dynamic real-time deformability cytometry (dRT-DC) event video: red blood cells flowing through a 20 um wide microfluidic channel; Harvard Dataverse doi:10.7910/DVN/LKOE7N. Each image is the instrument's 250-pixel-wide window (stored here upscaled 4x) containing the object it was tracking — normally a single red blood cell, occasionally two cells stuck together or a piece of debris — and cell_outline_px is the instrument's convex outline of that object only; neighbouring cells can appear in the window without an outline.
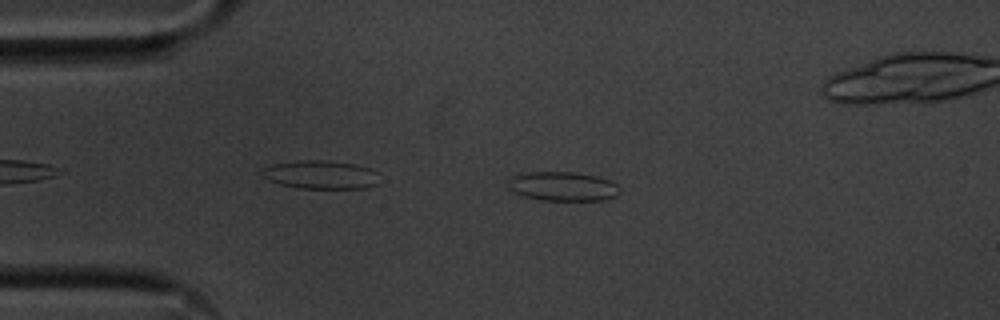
{"species": "common noctule bat (a hibernating species)", "species_latin": "Nyctalus noctula", "temperature_condition": "cold", "stored_images_in_passage": 49, "camera_frame_rate_fps": 3000, "um_per_image_px": 0.085, "animal": {"sex": "male", "body_mass_g": 20.1, "forearm_length_mm": 53.5}, "frame": {"image": 1, "passage_image": 5, "time_ms": 1.333, "image_size_px": [1000, 320], "cell_outline_px": [[620, 192], [616, 196], [604, 200], [540, 200], [524, 196], [508, 188], [508, 180], [512, 176], [528, 172], [576, 172], [596, 176], [608, 180], [616, 184], [620, 188]], "centroid_in_image_um": [47.85, 15.84], "position_along_channel_um": 37.2, "area_um2": 18.96}}
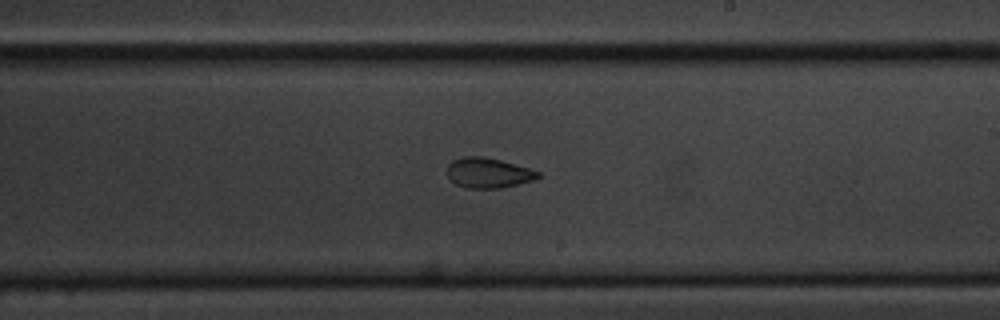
{"frame": {"image": 2, "passage_image": 25, "time_ms": 8.0, "image_size_px": [1000, 320], "cell_outline_px": [[544, 176], [532, 180], [500, 188], [468, 188], [456, 184], [448, 176], [448, 164], [452, 160], [464, 156], [484, 156], [500, 160], [528, 168], [540, 172]], "centroid_in_image_um": [41.51, 14.68], "position_along_channel_um": 247.5, "area_um2": 15.84}}
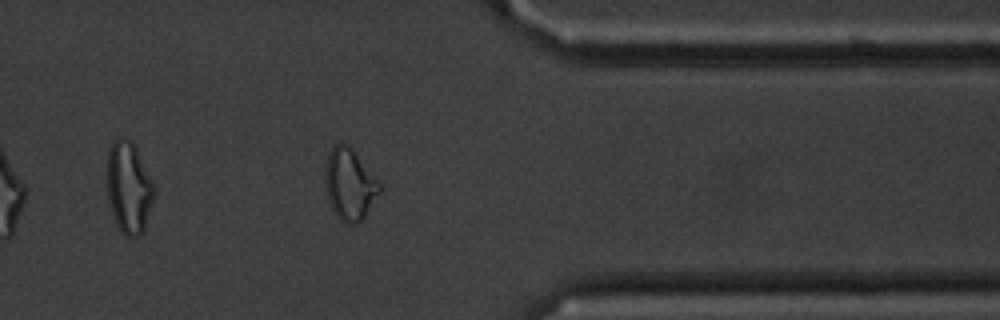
{"frame": {"image": 3, "passage_image": 37, "time_ms": 12.0, "image_size_px": [1000, 320], "cell_outline_px": [[380, 192], [364, 216], [356, 224], [344, 224], [336, 216], [328, 200], [324, 176], [324, 172], [328, 152], [336, 144], [348, 144], [352, 148], [380, 184]], "centroid_in_image_um": [29.68, 15.68], "position_along_channel_um": 381.7, "area_um2": 22.37}, "authors_computed_cell_mechanics": {"area_um2": 17.629, "velocity_mm_per_s": 3.6085, "shape_relaxation_time_tau1_ms": 7.7414, "shape_relaxation_time_tau2_ms": 2.9665, "deformation_change_tau1": 0.1281, "deformation_change_tau2": 0.0787}}